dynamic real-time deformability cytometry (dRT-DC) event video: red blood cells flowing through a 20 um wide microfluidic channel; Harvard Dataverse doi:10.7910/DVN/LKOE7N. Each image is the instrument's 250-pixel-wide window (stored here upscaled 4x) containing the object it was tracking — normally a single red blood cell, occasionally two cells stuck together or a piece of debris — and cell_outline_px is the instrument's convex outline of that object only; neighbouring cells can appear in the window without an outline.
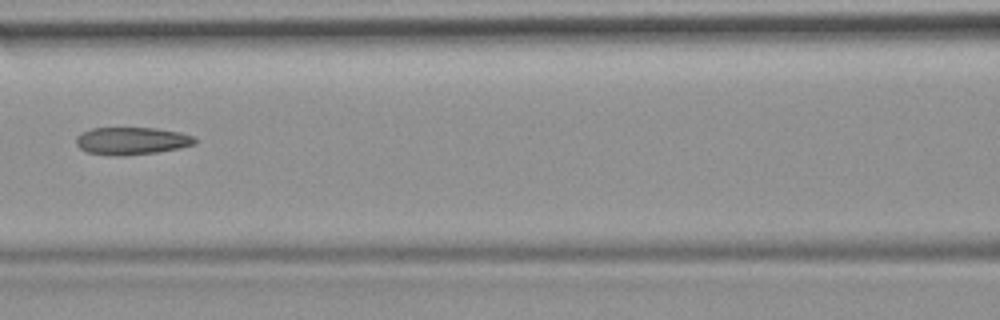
{"species": "common noctule bat (a hibernating species)", "species_latin": "Nyctalus noctula", "temperature_condition": "room temperature", "stored_images_in_passage": 7, "camera_frame_rate_fps": 3000, "um_per_image_px": 0.085, "animal": {"sex": "female", "body_mass_g": 19.9}, "frame": {"image": 1, "passage_image": 6, "time_ms": 7.0, "image_size_px": [1000, 320], "cell_outline_px": [[196, 144], [180, 148], [156, 152], [124, 156], [116, 156], [88, 152], [80, 148], [76, 144], [76, 136], [80, 132], [92, 128], [156, 128], [180, 132], [196, 136]], "centroid_in_image_um": [11.21, 11.97], "position_along_channel_um": 155.4, "area_um2": 19.19}}
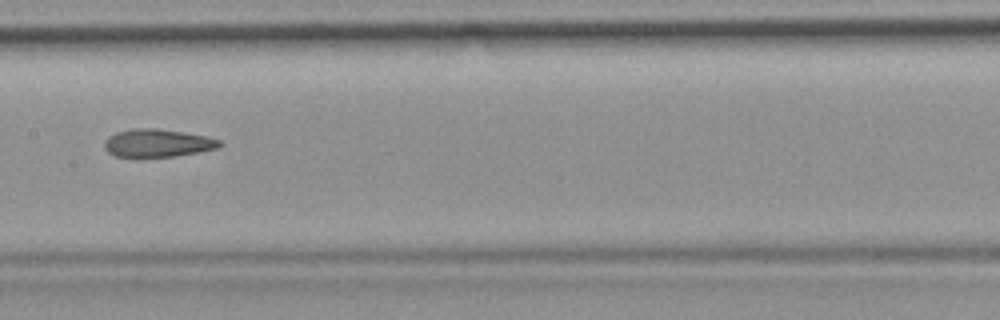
{"frame": {"image": 2, "passage_image": 7, "time_ms": 8.0, "image_size_px": [1000, 320], "cell_outline_px": [[224, 144], [216, 148], [176, 156], [116, 156], [108, 152], [104, 148], [104, 140], [108, 136], [116, 132], [128, 128], [156, 128], [184, 132], [208, 136], [220, 140]], "centroid_in_image_um": [13.37, 12.13], "position_along_channel_um": 194.0, "area_um2": 18.73}}